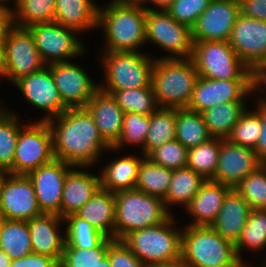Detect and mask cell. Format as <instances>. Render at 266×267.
<instances>
[{
	"mask_svg": "<svg viewBox=\"0 0 266 267\" xmlns=\"http://www.w3.org/2000/svg\"><path fill=\"white\" fill-rule=\"evenodd\" d=\"M14 84L33 107L48 112L49 115L47 114L40 121H48L69 109L62 101L49 65L20 78Z\"/></svg>",
	"mask_w": 266,
	"mask_h": 267,
	"instance_id": "obj_17",
	"label": "cell"
},
{
	"mask_svg": "<svg viewBox=\"0 0 266 267\" xmlns=\"http://www.w3.org/2000/svg\"><path fill=\"white\" fill-rule=\"evenodd\" d=\"M181 262L185 267H247L233 242L211 226H185L180 230Z\"/></svg>",
	"mask_w": 266,
	"mask_h": 267,
	"instance_id": "obj_3",
	"label": "cell"
},
{
	"mask_svg": "<svg viewBox=\"0 0 266 267\" xmlns=\"http://www.w3.org/2000/svg\"><path fill=\"white\" fill-rule=\"evenodd\" d=\"M171 215L159 225L145 227L128 234L123 242L145 265L181 260L182 232L173 228Z\"/></svg>",
	"mask_w": 266,
	"mask_h": 267,
	"instance_id": "obj_6",
	"label": "cell"
},
{
	"mask_svg": "<svg viewBox=\"0 0 266 267\" xmlns=\"http://www.w3.org/2000/svg\"><path fill=\"white\" fill-rule=\"evenodd\" d=\"M114 196L115 240H123L133 231L159 225L171 216L163 199L139 190H122Z\"/></svg>",
	"mask_w": 266,
	"mask_h": 267,
	"instance_id": "obj_5",
	"label": "cell"
},
{
	"mask_svg": "<svg viewBox=\"0 0 266 267\" xmlns=\"http://www.w3.org/2000/svg\"><path fill=\"white\" fill-rule=\"evenodd\" d=\"M8 173H9L8 171L0 169V192H1V187L3 185V182Z\"/></svg>",
	"mask_w": 266,
	"mask_h": 267,
	"instance_id": "obj_58",
	"label": "cell"
},
{
	"mask_svg": "<svg viewBox=\"0 0 266 267\" xmlns=\"http://www.w3.org/2000/svg\"><path fill=\"white\" fill-rule=\"evenodd\" d=\"M100 188V176L71 169L62 191L61 218L76 213Z\"/></svg>",
	"mask_w": 266,
	"mask_h": 267,
	"instance_id": "obj_25",
	"label": "cell"
},
{
	"mask_svg": "<svg viewBox=\"0 0 266 267\" xmlns=\"http://www.w3.org/2000/svg\"><path fill=\"white\" fill-rule=\"evenodd\" d=\"M31 32L34 44L46 65L67 62L84 53L82 41L74 29L57 22L38 23L27 27ZM67 59V60H66Z\"/></svg>",
	"mask_w": 266,
	"mask_h": 267,
	"instance_id": "obj_11",
	"label": "cell"
},
{
	"mask_svg": "<svg viewBox=\"0 0 266 267\" xmlns=\"http://www.w3.org/2000/svg\"><path fill=\"white\" fill-rule=\"evenodd\" d=\"M146 1H151L153 4L160 8L159 10H166L174 0H139L138 2L144 7Z\"/></svg>",
	"mask_w": 266,
	"mask_h": 267,
	"instance_id": "obj_53",
	"label": "cell"
},
{
	"mask_svg": "<svg viewBox=\"0 0 266 267\" xmlns=\"http://www.w3.org/2000/svg\"><path fill=\"white\" fill-rule=\"evenodd\" d=\"M239 15L238 0H212L191 28L193 42L228 41Z\"/></svg>",
	"mask_w": 266,
	"mask_h": 267,
	"instance_id": "obj_16",
	"label": "cell"
},
{
	"mask_svg": "<svg viewBox=\"0 0 266 267\" xmlns=\"http://www.w3.org/2000/svg\"><path fill=\"white\" fill-rule=\"evenodd\" d=\"M261 165L254 150L220 139L218 165L211 180L234 188Z\"/></svg>",
	"mask_w": 266,
	"mask_h": 267,
	"instance_id": "obj_20",
	"label": "cell"
},
{
	"mask_svg": "<svg viewBox=\"0 0 266 267\" xmlns=\"http://www.w3.org/2000/svg\"><path fill=\"white\" fill-rule=\"evenodd\" d=\"M211 1L174 0L166 11L177 22L192 28L198 17L209 7Z\"/></svg>",
	"mask_w": 266,
	"mask_h": 267,
	"instance_id": "obj_46",
	"label": "cell"
},
{
	"mask_svg": "<svg viewBox=\"0 0 266 267\" xmlns=\"http://www.w3.org/2000/svg\"><path fill=\"white\" fill-rule=\"evenodd\" d=\"M56 0H17L13 10L14 25L27 28L38 23L54 22Z\"/></svg>",
	"mask_w": 266,
	"mask_h": 267,
	"instance_id": "obj_39",
	"label": "cell"
},
{
	"mask_svg": "<svg viewBox=\"0 0 266 267\" xmlns=\"http://www.w3.org/2000/svg\"><path fill=\"white\" fill-rule=\"evenodd\" d=\"M220 153V138H210L200 145L188 149L186 167L211 180L217 169Z\"/></svg>",
	"mask_w": 266,
	"mask_h": 267,
	"instance_id": "obj_37",
	"label": "cell"
},
{
	"mask_svg": "<svg viewBox=\"0 0 266 267\" xmlns=\"http://www.w3.org/2000/svg\"><path fill=\"white\" fill-rule=\"evenodd\" d=\"M85 108L93 116L100 135L112 147L121 136L125 114L116 99L98 89Z\"/></svg>",
	"mask_w": 266,
	"mask_h": 267,
	"instance_id": "obj_22",
	"label": "cell"
},
{
	"mask_svg": "<svg viewBox=\"0 0 266 267\" xmlns=\"http://www.w3.org/2000/svg\"><path fill=\"white\" fill-rule=\"evenodd\" d=\"M98 28L106 35L103 52L138 51L146 43V9L138 1L113 0L105 9L99 7Z\"/></svg>",
	"mask_w": 266,
	"mask_h": 267,
	"instance_id": "obj_2",
	"label": "cell"
},
{
	"mask_svg": "<svg viewBox=\"0 0 266 267\" xmlns=\"http://www.w3.org/2000/svg\"><path fill=\"white\" fill-rule=\"evenodd\" d=\"M107 255L111 267H146L123 242V240H113L109 244Z\"/></svg>",
	"mask_w": 266,
	"mask_h": 267,
	"instance_id": "obj_47",
	"label": "cell"
},
{
	"mask_svg": "<svg viewBox=\"0 0 266 267\" xmlns=\"http://www.w3.org/2000/svg\"><path fill=\"white\" fill-rule=\"evenodd\" d=\"M246 101H230L201 112L208 132L213 138L227 139L233 126L246 110Z\"/></svg>",
	"mask_w": 266,
	"mask_h": 267,
	"instance_id": "obj_29",
	"label": "cell"
},
{
	"mask_svg": "<svg viewBox=\"0 0 266 267\" xmlns=\"http://www.w3.org/2000/svg\"><path fill=\"white\" fill-rule=\"evenodd\" d=\"M12 259L0 249V267H10Z\"/></svg>",
	"mask_w": 266,
	"mask_h": 267,
	"instance_id": "obj_56",
	"label": "cell"
},
{
	"mask_svg": "<svg viewBox=\"0 0 266 267\" xmlns=\"http://www.w3.org/2000/svg\"><path fill=\"white\" fill-rule=\"evenodd\" d=\"M95 267H111L108 255L102 258Z\"/></svg>",
	"mask_w": 266,
	"mask_h": 267,
	"instance_id": "obj_57",
	"label": "cell"
},
{
	"mask_svg": "<svg viewBox=\"0 0 266 267\" xmlns=\"http://www.w3.org/2000/svg\"><path fill=\"white\" fill-rule=\"evenodd\" d=\"M191 59L200 77L253 79V70L238 57L228 41L194 42Z\"/></svg>",
	"mask_w": 266,
	"mask_h": 267,
	"instance_id": "obj_7",
	"label": "cell"
},
{
	"mask_svg": "<svg viewBox=\"0 0 266 267\" xmlns=\"http://www.w3.org/2000/svg\"><path fill=\"white\" fill-rule=\"evenodd\" d=\"M176 109L158 108L149 115V131L142 149V156H148L153 150L166 142L176 139Z\"/></svg>",
	"mask_w": 266,
	"mask_h": 267,
	"instance_id": "obj_30",
	"label": "cell"
},
{
	"mask_svg": "<svg viewBox=\"0 0 266 267\" xmlns=\"http://www.w3.org/2000/svg\"><path fill=\"white\" fill-rule=\"evenodd\" d=\"M230 189L228 185L206 180L186 207V211L193 217L189 225L210 226L215 221Z\"/></svg>",
	"mask_w": 266,
	"mask_h": 267,
	"instance_id": "obj_24",
	"label": "cell"
},
{
	"mask_svg": "<svg viewBox=\"0 0 266 267\" xmlns=\"http://www.w3.org/2000/svg\"><path fill=\"white\" fill-rule=\"evenodd\" d=\"M142 160V158L130 155L111 161L101 171V189L113 193L135 189L139 166Z\"/></svg>",
	"mask_w": 266,
	"mask_h": 267,
	"instance_id": "obj_28",
	"label": "cell"
},
{
	"mask_svg": "<svg viewBox=\"0 0 266 267\" xmlns=\"http://www.w3.org/2000/svg\"><path fill=\"white\" fill-rule=\"evenodd\" d=\"M102 91L112 94L124 113L151 115L159 108L153 87Z\"/></svg>",
	"mask_w": 266,
	"mask_h": 267,
	"instance_id": "obj_35",
	"label": "cell"
},
{
	"mask_svg": "<svg viewBox=\"0 0 266 267\" xmlns=\"http://www.w3.org/2000/svg\"><path fill=\"white\" fill-rule=\"evenodd\" d=\"M257 103L255 111L260 116L261 134L254 151L259 161L262 164H266V104L262 100H258Z\"/></svg>",
	"mask_w": 266,
	"mask_h": 267,
	"instance_id": "obj_50",
	"label": "cell"
},
{
	"mask_svg": "<svg viewBox=\"0 0 266 267\" xmlns=\"http://www.w3.org/2000/svg\"><path fill=\"white\" fill-rule=\"evenodd\" d=\"M146 267H185L181 260L179 261H172V262H167V263H153V264H148Z\"/></svg>",
	"mask_w": 266,
	"mask_h": 267,
	"instance_id": "obj_55",
	"label": "cell"
},
{
	"mask_svg": "<svg viewBox=\"0 0 266 267\" xmlns=\"http://www.w3.org/2000/svg\"><path fill=\"white\" fill-rule=\"evenodd\" d=\"M68 223L65 232L64 248L93 249L97 247L106 236L95 229L86 220L70 214L64 218Z\"/></svg>",
	"mask_w": 266,
	"mask_h": 267,
	"instance_id": "obj_38",
	"label": "cell"
},
{
	"mask_svg": "<svg viewBox=\"0 0 266 267\" xmlns=\"http://www.w3.org/2000/svg\"><path fill=\"white\" fill-rule=\"evenodd\" d=\"M98 9L92 0H56L54 22L78 33L97 28Z\"/></svg>",
	"mask_w": 266,
	"mask_h": 267,
	"instance_id": "obj_27",
	"label": "cell"
},
{
	"mask_svg": "<svg viewBox=\"0 0 266 267\" xmlns=\"http://www.w3.org/2000/svg\"><path fill=\"white\" fill-rule=\"evenodd\" d=\"M64 219L56 214H45L28 220L32 252L54 258L58 263L62 258L65 236L59 232V224Z\"/></svg>",
	"mask_w": 266,
	"mask_h": 267,
	"instance_id": "obj_21",
	"label": "cell"
},
{
	"mask_svg": "<svg viewBox=\"0 0 266 267\" xmlns=\"http://www.w3.org/2000/svg\"><path fill=\"white\" fill-rule=\"evenodd\" d=\"M188 149L178 140L162 144L147 157L154 163L171 170L184 168L187 165Z\"/></svg>",
	"mask_w": 266,
	"mask_h": 267,
	"instance_id": "obj_45",
	"label": "cell"
},
{
	"mask_svg": "<svg viewBox=\"0 0 266 267\" xmlns=\"http://www.w3.org/2000/svg\"><path fill=\"white\" fill-rule=\"evenodd\" d=\"M259 100H262L266 104V99L260 98Z\"/></svg>",
	"mask_w": 266,
	"mask_h": 267,
	"instance_id": "obj_61",
	"label": "cell"
},
{
	"mask_svg": "<svg viewBox=\"0 0 266 267\" xmlns=\"http://www.w3.org/2000/svg\"><path fill=\"white\" fill-rule=\"evenodd\" d=\"M240 14L256 20L266 21V0H238Z\"/></svg>",
	"mask_w": 266,
	"mask_h": 267,
	"instance_id": "obj_49",
	"label": "cell"
},
{
	"mask_svg": "<svg viewBox=\"0 0 266 267\" xmlns=\"http://www.w3.org/2000/svg\"><path fill=\"white\" fill-rule=\"evenodd\" d=\"M228 42L238 57L251 70H255L266 60V21L240 14Z\"/></svg>",
	"mask_w": 266,
	"mask_h": 267,
	"instance_id": "obj_18",
	"label": "cell"
},
{
	"mask_svg": "<svg viewBox=\"0 0 266 267\" xmlns=\"http://www.w3.org/2000/svg\"><path fill=\"white\" fill-rule=\"evenodd\" d=\"M149 131V115L139 113H125L123 118V130L118 141L111 147V150L118 151L124 143L145 145Z\"/></svg>",
	"mask_w": 266,
	"mask_h": 267,
	"instance_id": "obj_43",
	"label": "cell"
},
{
	"mask_svg": "<svg viewBox=\"0 0 266 267\" xmlns=\"http://www.w3.org/2000/svg\"><path fill=\"white\" fill-rule=\"evenodd\" d=\"M14 26V14L10 7L0 3V39H5Z\"/></svg>",
	"mask_w": 266,
	"mask_h": 267,
	"instance_id": "obj_51",
	"label": "cell"
},
{
	"mask_svg": "<svg viewBox=\"0 0 266 267\" xmlns=\"http://www.w3.org/2000/svg\"><path fill=\"white\" fill-rule=\"evenodd\" d=\"M146 9L145 40L157 44L171 55L163 58H191V28L174 20L166 10Z\"/></svg>",
	"mask_w": 266,
	"mask_h": 267,
	"instance_id": "obj_10",
	"label": "cell"
},
{
	"mask_svg": "<svg viewBox=\"0 0 266 267\" xmlns=\"http://www.w3.org/2000/svg\"><path fill=\"white\" fill-rule=\"evenodd\" d=\"M113 240L106 237L93 249L64 248L60 264L62 267H95L107 255Z\"/></svg>",
	"mask_w": 266,
	"mask_h": 267,
	"instance_id": "obj_44",
	"label": "cell"
},
{
	"mask_svg": "<svg viewBox=\"0 0 266 267\" xmlns=\"http://www.w3.org/2000/svg\"><path fill=\"white\" fill-rule=\"evenodd\" d=\"M108 238L114 239L115 196L113 192L99 189L76 213Z\"/></svg>",
	"mask_w": 266,
	"mask_h": 267,
	"instance_id": "obj_26",
	"label": "cell"
},
{
	"mask_svg": "<svg viewBox=\"0 0 266 267\" xmlns=\"http://www.w3.org/2000/svg\"><path fill=\"white\" fill-rule=\"evenodd\" d=\"M6 1H8V0H0V3H1V4H4V2H6ZM14 1H15V3H16L17 0H14Z\"/></svg>",
	"mask_w": 266,
	"mask_h": 267,
	"instance_id": "obj_60",
	"label": "cell"
},
{
	"mask_svg": "<svg viewBox=\"0 0 266 267\" xmlns=\"http://www.w3.org/2000/svg\"><path fill=\"white\" fill-rule=\"evenodd\" d=\"M49 69L62 101L68 108H85L99 89L98 84L95 85L85 70L75 63H52Z\"/></svg>",
	"mask_w": 266,
	"mask_h": 267,
	"instance_id": "obj_19",
	"label": "cell"
},
{
	"mask_svg": "<svg viewBox=\"0 0 266 267\" xmlns=\"http://www.w3.org/2000/svg\"><path fill=\"white\" fill-rule=\"evenodd\" d=\"M0 249L12 260L33 253L28 221L5 219L0 234Z\"/></svg>",
	"mask_w": 266,
	"mask_h": 267,
	"instance_id": "obj_34",
	"label": "cell"
},
{
	"mask_svg": "<svg viewBox=\"0 0 266 267\" xmlns=\"http://www.w3.org/2000/svg\"><path fill=\"white\" fill-rule=\"evenodd\" d=\"M74 166L54 158L31 171L27 176L34 186L37 203L42 213L61 217V197L67 173Z\"/></svg>",
	"mask_w": 266,
	"mask_h": 267,
	"instance_id": "obj_15",
	"label": "cell"
},
{
	"mask_svg": "<svg viewBox=\"0 0 266 267\" xmlns=\"http://www.w3.org/2000/svg\"><path fill=\"white\" fill-rule=\"evenodd\" d=\"M15 113L0 109V169L13 174V161L17 139L21 128Z\"/></svg>",
	"mask_w": 266,
	"mask_h": 267,
	"instance_id": "obj_36",
	"label": "cell"
},
{
	"mask_svg": "<svg viewBox=\"0 0 266 267\" xmlns=\"http://www.w3.org/2000/svg\"><path fill=\"white\" fill-rule=\"evenodd\" d=\"M54 158L53 136L47 121L25 124L16 143L13 174L27 175Z\"/></svg>",
	"mask_w": 266,
	"mask_h": 267,
	"instance_id": "obj_9",
	"label": "cell"
},
{
	"mask_svg": "<svg viewBox=\"0 0 266 267\" xmlns=\"http://www.w3.org/2000/svg\"><path fill=\"white\" fill-rule=\"evenodd\" d=\"M251 92L253 79L215 80L199 76L187 109L201 113L224 102L246 101Z\"/></svg>",
	"mask_w": 266,
	"mask_h": 267,
	"instance_id": "obj_13",
	"label": "cell"
},
{
	"mask_svg": "<svg viewBox=\"0 0 266 267\" xmlns=\"http://www.w3.org/2000/svg\"><path fill=\"white\" fill-rule=\"evenodd\" d=\"M0 214L4 219L18 221H28L43 214L27 175L7 174L0 192Z\"/></svg>",
	"mask_w": 266,
	"mask_h": 267,
	"instance_id": "obj_14",
	"label": "cell"
},
{
	"mask_svg": "<svg viewBox=\"0 0 266 267\" xmlns=\"http://www.w3.org/2000/svg\"><path fill=\"white\" fill-rule=\"evenodd\" d=\"M6 53L5 40L0 39V78H2L5 69Z\"/></svg>",
	"mask_w": 266,
	"mask_h": 267,
	"instance_id": "obj_54",
	"label": "cell"
},
{
	"mask_svg": "<svg viewBox=\"0 0 266 267\" xmlns=\"http://www.w3.org/2000/svg\"><path fill=\"white\" fill-rule=\"evenodd\" d=\"M235 246L240 259L243 247L255 252L266 247V209L251 210Z\"/></svg>",
	"mask_w": 266,
	"mask_h": 267,
	"instance_id": "obj_40",
	"label": "cell"
},
{
	"mask_svg": "<svg viewBox=\"0 0 266 267\" xmlns=\"http://www.w3.org/2000/svg\"><path fill=\"white\" fill-rule=\"evenodd\" d=\"M253 83L254 91L257 89L260 90V87L263 85V87H266V62H262L255 70H253ZM263 92L266 91L263 90Z\"/></svg>",
	"mask_w": 266,
	"mask_h": 267,
	"instance_id": "obj_52",
	"label": "cell"
},
{
	"mask_svg": "<svg viewBox=\"0 0 266 267\" xmlns=\"http://www.w3.org/2000/svg\"><path fill=\"white\" fill-rule=\"evenodd\" d=\"M234 189L252 210L266 209V164L259 166Z\"/></svg>",
	"mask_w": 266,
	"mask_h": 267,
	"instance_id": "obj_41",
	"label": "cell"
},
{
	"mask_svg": "<svg viewBox=\"0 0 266 267\" xmlns=\"http://www.w3.org/2000/svg\"><path fill=\"white\" fill-rule=\"evenodd\" d=\"M251 210L243 197L234 188H231L224 198L222 208L215 221L210 226L224 239L235 244Z\"/></svg>",
	"mask_w": 266,
	"mask_h": 267,
	"instance_id": "obj_23",
	"label": "cell"
},
{
	"mask_svg": "<svg viewBox=\"0 0 266 267\" xmlns=\"http://www.w3.org/2000/svg\"><path fill=\"white\" fill-rule=\"evenodd\" d=\"M205 181L200 174L188 167L173 170L172 180L164 198L166 208L172 204H182L186 208Z\"/></svg>",
	"mask_w": 266,
	"mask_h": 267,
	"instance_id": "obj_31",
	"label": "cell"
},
{
	"mask_svg": "<svg viewBox=\"0 0 266 267\" xmlns=\"http://www.w3.org/2000/svg\"><path fill=\"white\" fill-rule=\"evenodd\" d=\"M58 262L50 256L34 254L11 261L10 267H55Z\"/></svg>",
	"mask_w": 266,
	"mask_h": 267,
	"instance_id": "obj_48",
	"label": "cell"
},
{
	"mask_svg": "<svg viewBox=\"0 0 266 267\" xmlns=\"http://www.w3.org/2000/svg\"><path fill=\"white\" fill-rule=\"evenodd\" d=\"M55 267H62V265L60 263H58Z\"/></svg>",
	"mask_w": 266,
	"mask_h": 267,
	"instance_id": "obj_62",
	"label": "cell"
},
{
	"mask_svg": "<svg viewBox=\"0 0 266 267\" xmlns=\"http://www.w3.org/2000/svg\"><path fill=\"white\" fill-rule=\"evenodd\" d=\"M199 75L191 58H155L152 87L160 108H187Z\"/></svg>",
	"mask_w": 266,
	"mask_h": 267,
	"instance_id": "obj_4",
	"label": "cell"
},
{
	"mask_svg": "<svg viewBox=\"0 0 266 267\" xmlns=\"http://www.w3.org/2000/svg\"><path fill=\"white\" fill-rule=\"evenodd\" d=\"M261 134L260 116L255 111L245 110L233 126L228 140L234 144L255 150Z\"/></svg>",
	"mask_w": 266,
	"mask_h": 267,
	"instance_id": "obj_42",
	"label": "cell"
},
{
	"mask_svg": "<svg viewBox=\"0 0 266 267\" xmlns=\"http://www.w3.org/2000/svg\"><path fill=\"white\" fill-rule=\"evenodd\" d=\"M101 59L105 68V85L100 90H123L152 87V69L155 59L138 51L104 52Z\"/></svg>",
	"mask_w": 266,
	"mask_h": 267,
	"instance_id": "obj_8",
	"label": "cell"
},
{
	"mask_svg": "<svg viewBox=\"0 0 266 267\" xmlns=\"http://www.w3.org/2000/svg\"><path fill=\"white\" fill-rule=\"evenodd\" d=\"M47 123L52 131L54 157L77 169L91 167L101 152L111 150L86 108H69Z\"/></svg>",
	"mask_w": 266,
	"mask_h": 267,
	"instance_id": "obj_1",
	"label": "cell"
},
{
	"mask_svg": "<svg viewBox=\"0 0 266 267\" xmlns=\"http://www.w3.org/2000/svg\"><path fill=\"white\" fill-rule=\"evenodd\" d=\"M142 158L135 189L164 200L173 170L154 163L147 156Z\"/></svg>",
	"mask_w": 266,
	"mask_h": 267,
	"instance_id": "obj_32",
	"label": "cell"
},
{
	"mask_svg": "<svg viewBox=\"0 0 266 267\" xmlns=\"http://www.w3.org/2000/svg\"><path fill=\"white\" fill-rule=\"evenodd\" d=\"M176 140L187 149L196 147L212 138L199 112L187 108L176 109Z\"/></svg>",
	"mask_w": 266,
	"mask_h": 267,
	"instance_id": "obj_33",
	"label": "cell"
},
{
	"mask_svg": "<svg viewBox=\"0 0 266 267\" xmlns=\"http://www.w3.org/2000/svg\"><path fill=\"white\" fill-rule=\"evenodd\" d=\"M4 217L0 214V234H1V229H2V225L4 223Z\"/></svg>",
	"mask_w": 266,
	"mask_h": 267,
	"instance_id": "obj_59",
	"label": "cell"
},
{
	"mask_svg": "<svg viewBox=\"0 0 266 267\" xmlns=\"http://www.w3.org/2000/svg\"><path fill=\"white\" fill-rule=\"evenodd\" d=\"M4 40L6 61L3 78L15 83L46 66L27 28L14 25Z\"/></svg>",
	"mask_w": 266,
	"mask_h": 267,
	"instance_id": "obj_12",
	"label": "cell"
}]
</instances>
